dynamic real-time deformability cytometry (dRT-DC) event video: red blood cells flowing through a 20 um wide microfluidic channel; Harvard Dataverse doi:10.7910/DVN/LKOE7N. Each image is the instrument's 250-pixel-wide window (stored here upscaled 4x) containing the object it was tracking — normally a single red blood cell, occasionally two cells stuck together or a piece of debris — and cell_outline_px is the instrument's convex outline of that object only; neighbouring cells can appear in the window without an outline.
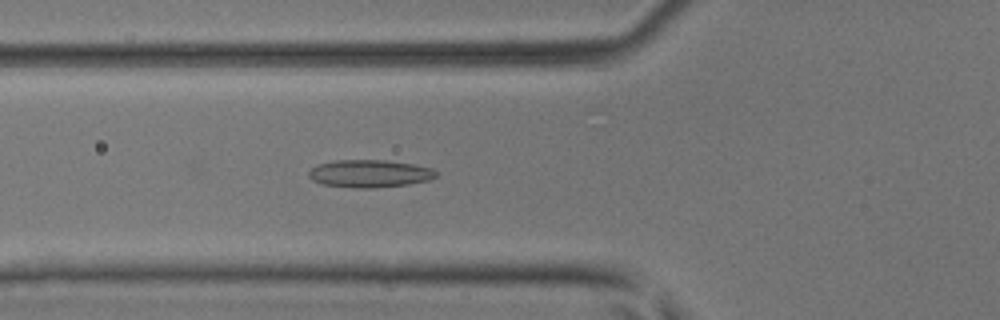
{"species": "common noctule bat (a hibernating species)", "species_latin": "Nyctalus noctula", "temperature_condition": "room temperature", "stored_images_in_passage": 43, "camera_frame_rate_fps": 3000, "um_per_image_px": 0.085, "animal": {"sex": "male", "body_mass_g": 17.9, "forearm_length_mm": 54.2}, "frame": {"image": 1, "passage_image": 12, "time_ms": 3.667, "image_size_px": [1000, 320], "cell_outline_px": [[440, 172], [436, 176], [428, 180], [408, 184], [376, 188], [356, 188], [320, 184], [312, 180], [308, 176], [308, 172], [316, 164], [336, 160], [388, 160], [412, 164], [432, 168]], "centroid_in_image_um": [31.4, 14.75], "position_along_channel_um": 94.4, "area_um2": 20.69}}
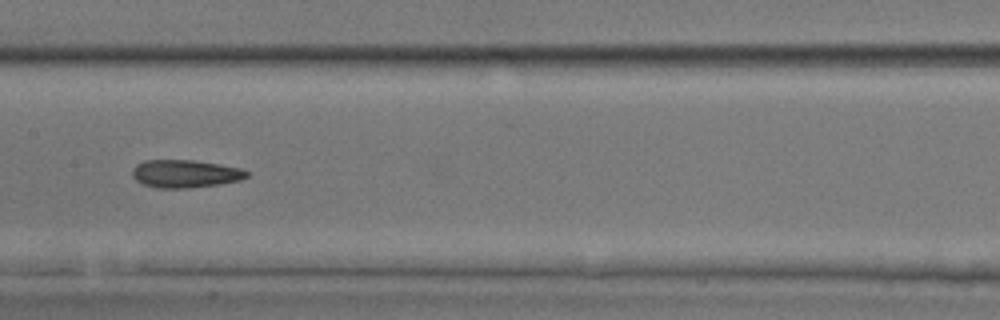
{"frame": {"image": 2, "passage_image": 19, "time_ms": 6.0, "image_size_px": [1000, 320], "cell_outline_px": [[248, 176], [240, 180], [220, 184], [188, 188], [156, 188], [144, 184], [136, 180], [132, 176], [132, 168], [136, 164], [144, 160], [192, 160], [220, 164], [240, 168], [248, 172]], "centroid_in_image_um": [15.72, 14.76], "position_along_channel_um": 191.7, "area_um2": 18.61}}
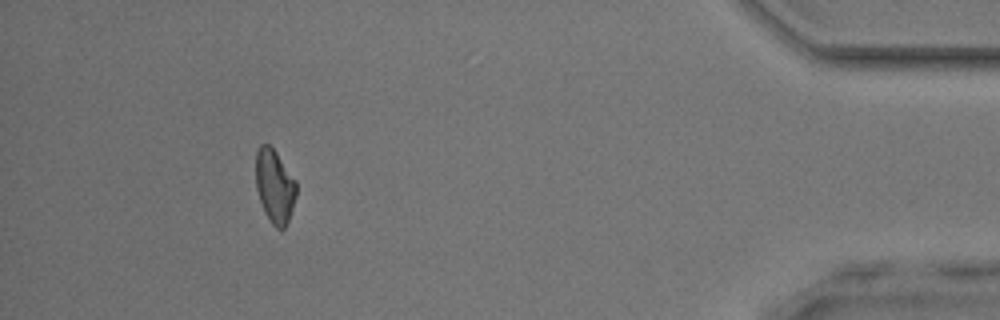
{"frame": {"image": 3, "passage_image": 39, "time_ms": 12.667, "image_size_px": [1000, 320], "cell_outline_px": [[296, 196], [288, 220], [284, 228], [276, 228], [272, 224], [264, 212], [256, 188], [256, 152], [260, 144], [268, 144], [276, 152], [296, 180]], "centroid_in_image_um": [23.34, 15.81], "position_along_channel_um": 411.9, "area_um2": 17.22}, "authors_computed_cell_mechanics": {"area_um2": 18.5538, "velocity_mm_per_s": 4.1651, "shape_relaxation_time_tau1_ms": null, "shape_relaxation_time_tau2_ms": 4.8284, "deformation_change_tau1": null, "deformation_change_tau2": 0.1474}}